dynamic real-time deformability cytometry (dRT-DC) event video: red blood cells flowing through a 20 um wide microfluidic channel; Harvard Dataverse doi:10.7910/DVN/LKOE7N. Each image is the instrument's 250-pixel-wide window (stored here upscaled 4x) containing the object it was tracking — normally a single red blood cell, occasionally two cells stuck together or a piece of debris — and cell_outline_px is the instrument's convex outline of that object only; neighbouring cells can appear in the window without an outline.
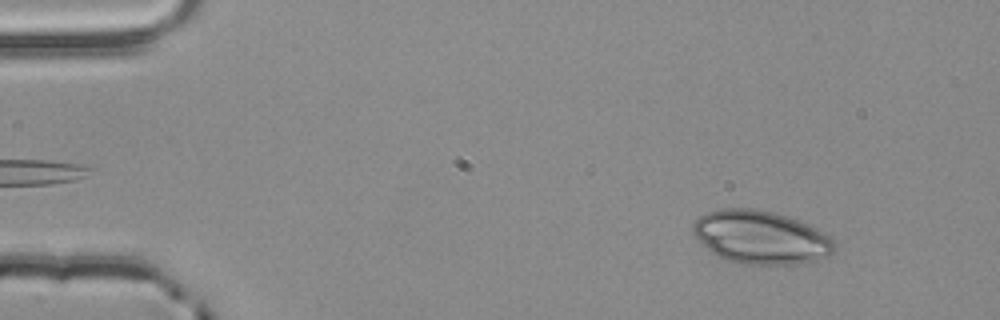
{"species": "common noctule bat (a hibernating species)", "species_latin": "Nyctalus noctula", "temperature_condition": "room temperature", "stored_images_in_passage": 54, "camera_frame_rate_fps": 3000, "um_per_image_px": 0.085, "animal": {"sex": "male", "body_mass_g": 20.4}, "frame": {"image": 1, "passage_image": 6, "time_ms": 1.667, "image_size_px": [1000, 320], "cell_outline_px": [[836, 252], [828, 256], [804, 264], [740, 264], [728, 260], [712, 252], [692, 232], [692, 224], [700, 216], [708, 212], [720, 208], [752, 208], [772, 212], [788, 216], [808, 224], [832, 236], [836, 244]], "centroid_in_image_um": [64.73, 20.17], "position_along_channel_um": 20.3, "area_um2": 44.04}}
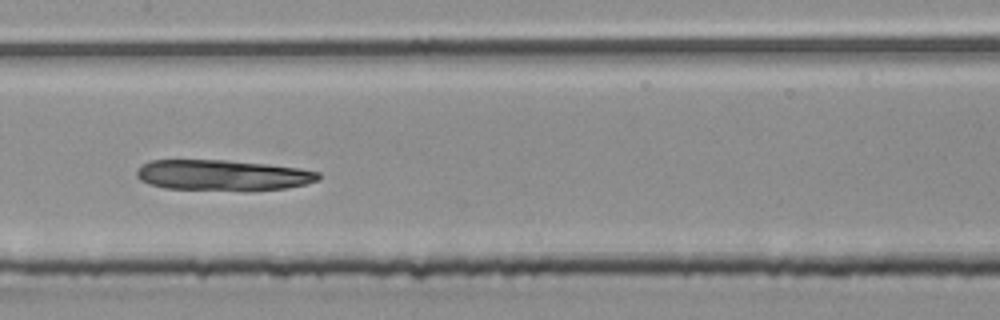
{"frame": {"image": 2, "passage_image": 27, "time_ms": 8.667, "image_size_px": [1000, 320], "cell_outline_px": [[320, 180], [304, 184], [284, 188], [244, 192], [164, 188], [148, 184], [140, 180], [136, 176], [136, 172], [144, 164], [152, 160], [228, 160], [268, 164], [300, 168], [320, 172]], "centroid_in_image_um": [18.95, 14.91], "position_along_channel_um": 188.4, "area_um2": 33.12}}
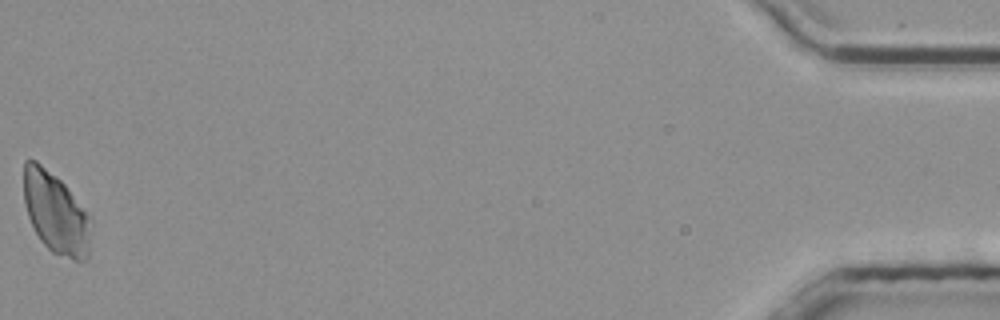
{"frame": {"image": 3, "passage_image": 54, "time_ms": 17.667, "image_size_px": [1000, 320], "cell_outline_px": [[88, 260], [76, 260], [52, 252], [40, 240], [28, 216], [24, 204], [24, 160], [36, 160], [56, 176], [64, 184], [88, 216]], "centroid_in_image_um": [4.68, 18.09], "position_along_channel_um": 430.5, "area_um2": 30.87}}